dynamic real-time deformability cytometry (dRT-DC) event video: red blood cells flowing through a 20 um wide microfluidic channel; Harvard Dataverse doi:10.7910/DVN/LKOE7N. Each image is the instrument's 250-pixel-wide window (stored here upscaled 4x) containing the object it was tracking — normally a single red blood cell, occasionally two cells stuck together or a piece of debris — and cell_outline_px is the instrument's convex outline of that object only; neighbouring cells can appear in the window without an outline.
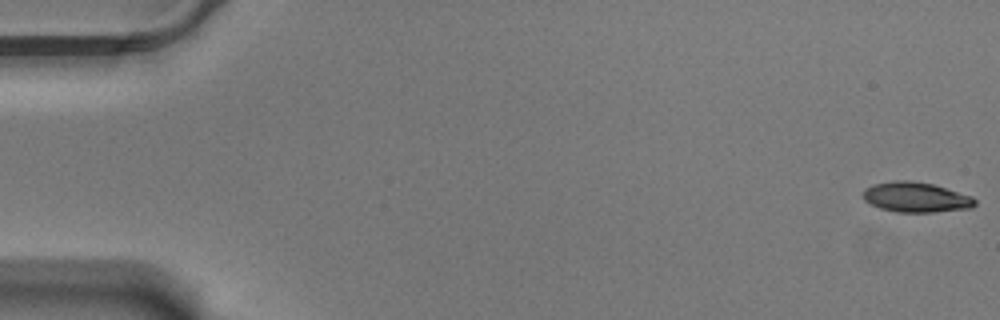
{"species": "Egyptian fruit bat (a non-hibernating species)", "species_latin": "Rousettus aegyptiacus", "temperature_condition": "warm", "stored_images_in_passage": 58, "camera_frame_rate_fps": 3000, "um_per_image_px": 0.085, "animal": {"sex": "male"}, "frame": {"image": 1, "passage_image": 1, "time_ms": 0.0, "image_size_px": [1000, 320], "cell_outline_px": [[976, 204], [972, 208], [932, 212], [896, 212], [880, 208], [864, 200], [864, 188], [872, 184], [892, 180], [912, 180], [932, 184], [972, 196], [976, 200]], "centroid_in_image_um": [77.85, 16.75], "position_along_channel_um": 7.2, "area_um2": 19.65}}
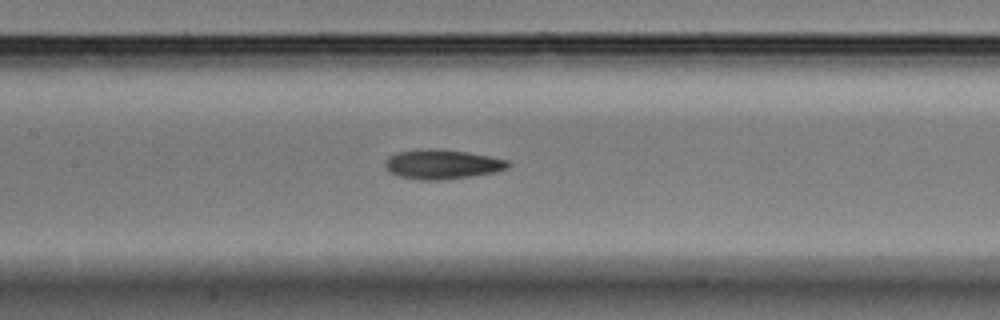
{"frame": {"image": 2, "passage_image": 28, "time_ms": 9.0, "image_size_px": [1000, 320], "cell_outline_px": [[512, 164], [508, 168], [496, 172], [440, 180], [420, 180], [400, 176], [388, 172], [384, 168], [384, 160], [388, 156], [396, 152], [420, 148], [444, 148], [468, 152], [508, 160]], "centroid_in_image_um": [37.54, 13.94], "position_along_channel_um": 169.9, "area_um2": 21.56}}
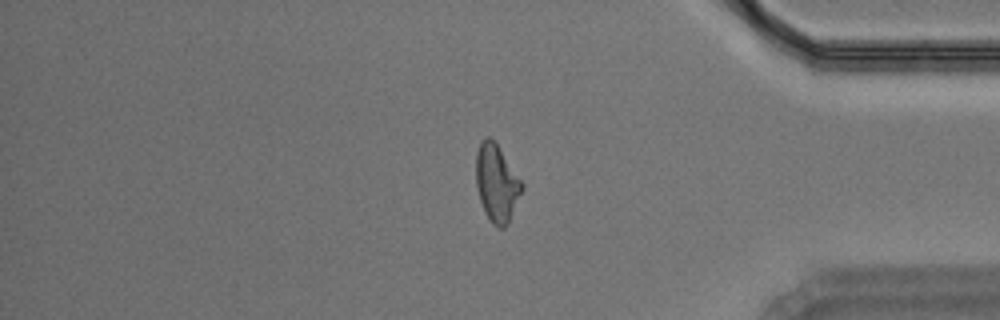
{"frame": {"image": 3, "passage_image": 49, "time_ms": 16.0, "image_size_px": [1000, 320], "cell_outline_px": [[524, 188], [508, 224], [504, 228], [496, 228], [492, 224], [484, 212], [480, 200], [476, 184], [476, 152], [480, 140], [484, 136], [488, 136], [496, 144], [524, 184]], "centroid_in_image_um": [42.21, 15.59], "position_along_channel_um": 393.0, "area_um2": 20.75}, "authors_computed_cell_mechanics": {"area_um2": 20.1722, "velocity_mm_per_s": 3.5102, "shape_relaxation_time_tau1_ms": 6.2379, "shape_relaxation_time_tau2_ms": 2.5787, "deformation_change_tau1": 0.2003, "deformation_change_tau2": 0.1088}}